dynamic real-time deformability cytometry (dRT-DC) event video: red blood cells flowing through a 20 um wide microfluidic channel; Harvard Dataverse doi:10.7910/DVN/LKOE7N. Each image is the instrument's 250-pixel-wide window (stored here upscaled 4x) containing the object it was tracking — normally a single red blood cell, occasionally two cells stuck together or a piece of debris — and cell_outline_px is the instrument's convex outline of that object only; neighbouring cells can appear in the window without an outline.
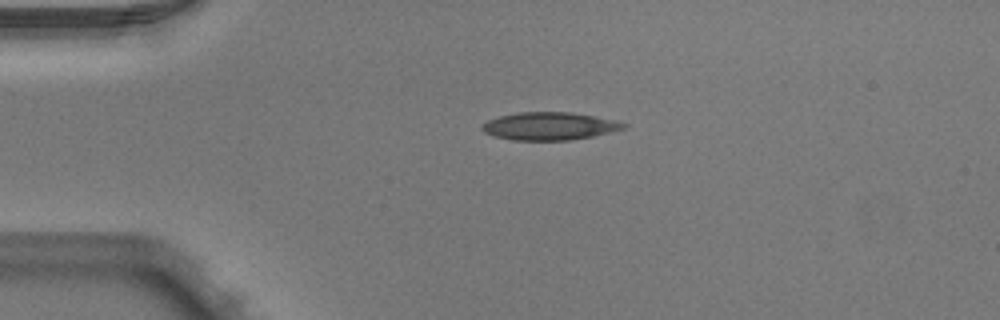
{"species": "Egyptian fruit bat (a non-hibernating species)", "species_latin": "Rousettus aegyptiacus", "temperature_condition": "warm", "stored_images_in_passage": 4, "camera_frame_rate_fps": 3000, "um_per_image_px": 0.085, "animal": {"sex": "male"}, "frame": {"image": 1, "passage_image": 1, "time_ms": 0.0, "image_size_px": [1000, 320], "cell_outline_px": [[628, 124], [624, 128], [592, 136], [568, 140], [512, 140], [496, 136], [484, 132], [480, 128], [488, 120], [500, 116], [520, 112], [572, 112], [596, 116], [616, 120]], "centroid_in_image_um": [46.71, 10.71], "position_along_channel_um": 38.3, "area_um2": 22.72}}
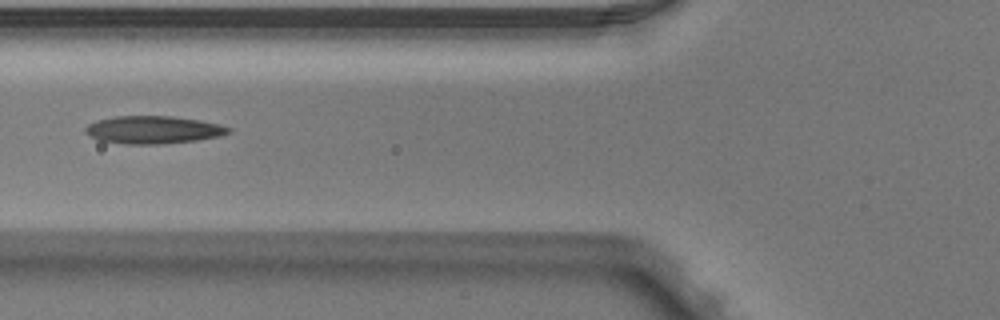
{"frame": {"image": 2, "passage_image": 3, "time_ms": 0.667, "image_size_px": [1000, 320], "cell_outline_px": [[232, 132], [220, 136], [196, 140], [160, 144], [124, 144], [100, 140], [84, 132], [84, 128], [88, 124], [96, 120], [116, 116], [172, 116], [200, 120], [220, 124], [232, 128]], "centroid_in_image_um": [13.04, 11.03], "position_along_channel_um": 112.8, "area_um2": 23.18}}
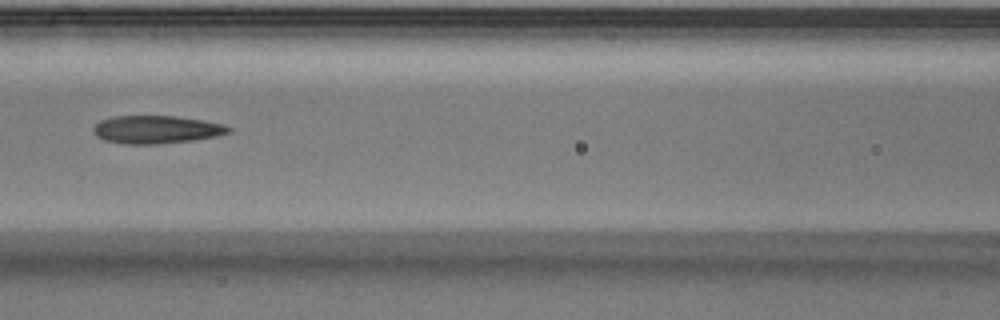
{"frame": {"image": 3, "passage_image": 4, "time_ms": 1.0, "image_size_px": [1000, 320], "cell_outline_px": [[232, 132], [216, 136], [192, 140], [156, 144], [124, 144], [104, 140], [96, 136], [92, 132], [92, 128], [100, 120], [116, 116], [176, 116], [224, 124], [232, 128]], "centroid_in_image_um": [13.27, 11.01], "position_along_channel_um": 153.3, "area_um2": 22.02}}